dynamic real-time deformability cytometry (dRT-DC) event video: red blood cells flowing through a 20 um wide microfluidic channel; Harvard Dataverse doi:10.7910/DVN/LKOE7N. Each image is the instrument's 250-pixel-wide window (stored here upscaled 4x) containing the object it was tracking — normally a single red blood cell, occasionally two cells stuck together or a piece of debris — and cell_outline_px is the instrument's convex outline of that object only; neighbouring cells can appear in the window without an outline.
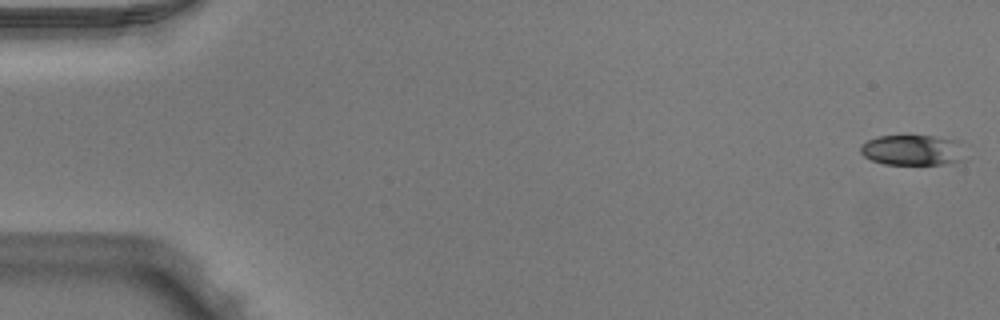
{"species": "Egyptian fruit bat (a non-hibernating species)", "species_latin": "Rousettus aegyptiacus", "temperature_condition": "warm", "stored_images_in_passage": 12, "camera_frame_rate_fps": 3000, "um_per_image_px": 0.085, "animal": {"sex": "male"}, "frame": {"image": 1, "passage_image": 1, "time_ms": 0.0, "image_size_px": [1000, 320], "cell_outline_px": [[964, 160], [940, 164], [884, 164], [872, 160], [864, 156], [860, 152], [860, 144], [876, 136], [932, 136], [960, 140]], "centroid_in_image_um": [77.55, 12.75], "position_along_channel_um": 7.5, "area_um2": 18.61}}